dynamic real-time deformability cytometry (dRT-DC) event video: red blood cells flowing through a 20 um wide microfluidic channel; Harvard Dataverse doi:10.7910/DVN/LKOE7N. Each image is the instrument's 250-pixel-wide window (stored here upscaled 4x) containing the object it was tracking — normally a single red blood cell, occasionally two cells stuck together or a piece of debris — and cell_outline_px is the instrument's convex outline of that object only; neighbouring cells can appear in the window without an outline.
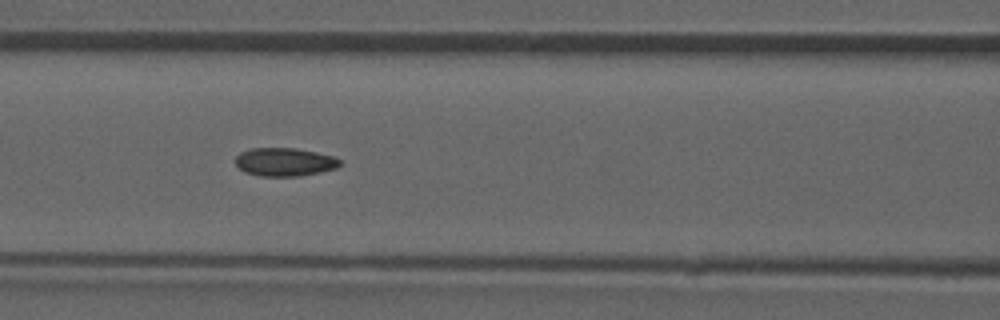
{"species": "common noctule bat (a hibernating species)", "species_latin": "Nyctalus noctula", "temperature_condition": "room temperature", "stored_images_in_passage": 51, "camera_frame_rate_fps": 3000, "um_per_image_px": 0.085, "animal": {"sex": "male", "forearm_length_mm": 52.5}, "frame": {"image": 1, "passage_image": 22, "time_ms": 7.0, "image_size_px": [1000, 320], "cell_outline_px": [[340, 164], [336, 168], [320, 172], [300, 176], [260, 176], [244, 172], [236, 164], [236, 156], [240, 152], [252, 148], [296, 148], [316, 152], [332, 156], [340, 160]], "centroid_in_image_um": [24.17, 13.77], "position_along_channel_um": 142.4, "area_um2": 17.17}, "authors_computed_cell_mechanics": {"area_um2": 17.34, "velocity_mm_per_s": 3.9687, "shape_relaxation_time_tau1_ms": null, "shape_relaxation_time_tau2_ms": 2.1184, "deformation_change_tau1": null, "deformation_change_tau2": 0.0652}}